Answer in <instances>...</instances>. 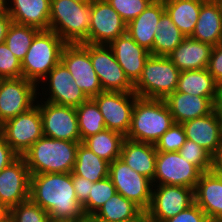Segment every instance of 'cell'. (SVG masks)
<instances>
[{
	"instance_id": "6da1fadb",
	"label": "cell",
	"mask_w": 222,
	"mask_h": 222,
	"mask_svg": "<svg viewBox=\"0 0 222 222\" xmlns=\"http://www.w3.org/2000/svg\"><path fill=\"white\" fill-rule=\"evenodd\" d=\"M29 199L45 210L52 222H70L85 216L75 194L72 173L30 174Z\"/></svg>"
},
{
	"instance_id": "7a4b0ae2",
	"label": "cell",
	"mask_w": 222,
	"mask_h": 222,
	"mask_svg": "<svg viewBox=\"0 0 222 222\" xmlns=\"http://www.w3.org/2000/svg\"><path fill=\"white\" fill-rule=\"evenodd\" d=\"M79 143L42 136L22 157L30 174L72 173Z\"/></svg>"
},
{
	"instance_id": "3957f363",
	"label": "cell",
	"mask_w": 222,
	"mask_h": 222,
	"mask_svg": "<svg viewBox=\"0 0 222 222\" xmlns=\"http://www.w3.org/2000/svg\"><path fill=\"white\" fill-rule=\"evenodd\" d=\"M174 123L164 99L137 97L125 137L154 145Z\"/></svg>"
},
{
	"instance_id": "277c9868",
	"label": "cell",
	"mask_w": 222,
	"mask_h": 222,
	"mask_svg": "<svg viewBox=\"0 0 222 222\" xmlns=\"http://www.w3.org/2000/svg\"><path fill=\"white\" fill-rule=\"evenodd\" d=\"M91 3L51 0L49 29L66 44L88 43Z\"/></svg>"
},
{
	"instance_id": "5b68a950",
	"label": "cell",
	"mask_w": 222,
	"mask_h": 222,
	"mask_svg": "<svg viewBox=\"0 0 222 222\" xmlns=\"http://www.w3.org/2000/svg\"><path fill=\"white\" fill-rule=\"evenodd\" d=\"M66 43L52 30H40L34 37L22 63V77L38 87L48 73L61 62Z\"/></svg>"
},
{
	"instance_id": "8992f818",
	"label": "cell",
	"mask_w": 222,
	"mask_h": 222,
	"mask_svg": "<svg viewBox=\"0 0 222 222\" xmlns=\"http://www.w3.org/2000/svg\"><path fill=\"white\" fill-rule=\"evenodd\" d=\"M180 72L167 56L150 55L134 84V93L142 98L165 99L176 91Z\"/></svg>"
},
{
	"instance_id": "52a82bcc",
	"label": "cell",
	"mask_w": 222,
	"mask_h": 222,
	"mask_svg": "<svg viewBox=\"0 0 222 222\" xmlns=\"http://www.w3.org/2000/svg\"><path fill=\"white\" fill-rule=\"evenodd\" d=\"M0 135L19 156H22L43 136L39 106L35 104L24 113L4 122L0 125Z\"/></svg>"
},
{
	"instance_id": "ba28073f",
	"label": "cell",
	"mask_w": 222,
	"mask_h": 222,
	"mask_svg": "<svg viewBox=\"0 0 222 222\" xmlns=\"http://www.w3.org/2000/svg\"><path fill=\"white\" fill-rule=\"evenodd\" d=\"M109 177L119 194L134 202L143 211L149 209L153 189L150 179L134 171L120 158L109 163Z\"/></svg>"
},
{
	"instance_id": "9c48e42d",
	"label": "cell",
	"mask_w": 222,
	"mask_h": 222,
	"mask_svg": "<svg viewBox=\"0 0 222 222\" xmlns=\"http://www.w3.org/2000/svg\"><path fill=\"white\" fill-rule=\"evenodd\" d=\"M38 89L24 77L0 79V125L33 107Z\"/></svg>"
},
{
	"instance_id": "30bf717a",
	"label": "cell",
	"mask_w": 222,
	"mask_h": 222,
	"mask_svg": "<svg viewBox=\"0 0 222 222\" xmlns=\"http://www.w3.org/2000/svg\"><path fill=\"white\" fill-rule=\"evenodd\" d=\"M61 62L88 98H93L103 91L89 55V43L66 44L61 54Z\"/></svg>"
},
{
	"instance_id": "8fae6325",
	"label": "cell",
	"mask_w": 222,
	"mask_h": 222,
	"mask_svg": "<svg viewBox=\"0 0 222 222\" xmlns=\"http://www.w3.org/2000/svg\"><path fill=\"white\" fill-rule=\"evenodd\" d=\"M201 171L178 151L157 152L153 185H176L196 188Z\"/></svg>"
},
{
	"instance_id": "7c38bea8",
	"label": "cell",
	"mask_w": 222,
	"mask_h": 222,
	"mask_svg": "<svg viewBox=\"0 0 222 222\" xmlns=\"http://www.w3.org/2000/svg\"><path fill=\"white\" fill-rule=\"evenodd\" d=\"M41 100L36 101V104L42 117L43 136L81 142L76 109Z\"/></svg>"
},
{
	"instance_id": "4fadbf2b",
	"label": "cell",
	"mask_w": 222,
	"mask_h": 222,
	"mask_svg": "<svg viewBox=\"0 0 222 222\" xmlns=\"http://www.w3.org/2000/svg\"><path fill=\"white\" fill-rule=\"evenodd\" d=\"M137 97L134 92L102 91L92 99L103 115L106 129L126 136Z\"/></svg>"
},
{
	"instance_id": "5bb4252c",
	"label": "cell",
	"mask_w": 222,
	"mask_h": 222,
	"mask_svg": "<svg viewBox=\"0 0 222 222\" xmlns=\"http://www.w3.org/2000/svg\"><path fill=\"white\" fill-rule=\"evenodd\" d=\"M153 188L151 204L146 213L156 222L176 216L195 202L192 188L176 185H153Z\"/></svg>"
},
{
	"instance_id": "9a60e30c",
	"label": "cell",
	"mask_w": 222,
	"mask_h": 222,
	"mask_svg": "<svg viewBox=\"0 0 222 222\" xmlns=\"http://www.w3.org/2000/svg\"><path fill=\"white\" fill-rule=\"evenodd\" d=\"M89 55L103 91L134 92L109 45L89 44Z\"/></svg>"
},
{
	"instance_id": "2e32d148",
	"label": "cell",
	"mask_w": 222,
	"mask_h": 222,
	"mask_svg": "<svg viewBox=\"0 0 222 222\" xmlns=\"http://www.w3.org/2000/svg\"><path fill=\"white\" fill-rule=\"evenodd\" d=\"M127 24L106 0L91 2L88 43L109 45L126 33Z\"/></svg>"
},
{
	"instance_id": "e0dca14e",
	"label": "cell",
	"mask_w": 222,
	"mask_h": 222,
	"mask_svg": "<svg viewBox=\"0 0 222 222\" xmlns=\"http://www.w3.org/2000/svg\"><path fill=\"white\" fill-rule=\"evenodd\" d=\"M45 82L49 88H46L48 92L45 90L44 92L50 94L44 93L43 96H46V98L43 99L50 103L77 108L89 99L73 81L72 74L62 62L58 63L48 73L42 80L41 85Z\"/></svg>"
},
{
	"instance_id": "ac0fdd59",
	"label": "cell",
	"mask_w": 222,
	"mask_h": 222,
	"mask_svg": "<svg viewBox=\"0 0 222 222\" xmlns=\"http://www.w3.org/2000/svg\"><path fill=\"white\" fill-rule=\"evenodd\" d=\"M30 172L22 156L0 171V201L9 209L29 199Z\"/></svg>"
},
{
	"instance_id": "d6986e66",
	"label": "cell",
	"mask_w": 222,
	"mask_h": 222,
	"mask_svg": "<svg viewBox=\"0 0 222 222\" xmlns=\"http://www.w3.org/2000/svg\"><path fill=\"white\" fill-rule=\"evenodd\" d=\"M109 47L125 75L134 85L141 76L150 52L133 40L127 32L117 37Z\"/></svg>"
},
{
	"instance_id": "ffe728a7",
	"label": "cell",
	"mask_w": 222,
	"mask_h": 222,
	"mask_svg": "<svg viewBox=\"0 0 222 222\" xmlns=\"http://www.w3.org/2000/svg\"><path fill=\"white\" fill-rule=\"evenodd\" d=\"M186 139L203 147L212 156L222 144V121L213 111L182 123Z\"/></svg>"
},
{
	"instance_id": "44dd1931",
	"label": "cell",
	"mask_w": 222,
	"mask_h": 222,
	"mask_svg": "<svg viewBox=\"0 0 222 222\" xmlns=\"http://www.w3.org/2000/svg\"><path fill=\"white\" fill-rule=\"evenodd\" d=\"M194 198L211 222H222V177L212 170L201 173Z\"/></svg>"
},
{
	"instance_id": "7402d4cb",
	"label": "cell",
	"mask_w": 222,
	"mask_h": 222,
	"mask_svg": "<svg viewBox=\"0 0 222 222\" xmlns=\"http://www.w3.org/2000/svg\"><path fill=\"white\" fill-rule=\"evenodd\" d=\"M215 97H203L174 91L164 100L175 123L182 124L197 117L208 115L214 111Z\"/></svg>"
},
{
	"instance_id": "603a6c76",
	"label": "cell",
	"mask_w": 222,
	"mask_h": 222,
	"mask_svg": "<svg viewBox=\"0 0 222 222\" xmlns=\"http://www.w3.org/2000/svg\"><path fill=\"white\" fill-rule=\"evenodd\" d=\"M6 3L12 22L49 30L51 0H6Z\"/></svg>"
},
{
	"instance_id": "cb8c5ba5",
	"label": "cell",
	"mask_w": 222,
	"mask_h": 222,
	"mask_svg": "<svg viewBox=\"0 0 222 222\" xmlns=\"http://www.w3.org/2000/svg\"><path fill=\"white\" fill-rule=\"evenodd\" d=\"M165 12L163 1L153 0L138 17L126 26V32L152 55L156 26Z\"/></svg>"
},
{
	"instance_id": "d4e9b609",
	"label": "cell",
	"mask_w": 222,
	"mask_h": 222,
	"mask_svg": "<svg viewBox=\"0 0 222 222\" xmlns=\"http://www.w3.org/2000/svg\"><path fill=\"white\" fill-rule=\"evenodd\" d=\"M212 49V45L188 36L167 57L180 71L199 70L208 67Z\"/></svg>"
},
{
	"instance_id": "484cf974",
	"label": "cell",
	"mask_w": 222,
	"mask_h": 222,
	"mask_svg": "<svg viewBox=\"0 0 222 222\" xmlns=\"http://www.w3.org/2000/svg\"><path fill=\"white\" fill-rule=\"evenodd\" d=\"M191 38L212 45L222 42V10L220 0H205Z\"/></svg>"
},
{
	"instance_id": "4316f807",
	"label": "cell",
	"mask_w": 222,
	"mask_h": 222,
	"mask_svg": "<svg viewBox=\"0 0 222 222\" xmlns=\"http://www.w3.org/2000/svg\"><path fill=\"white\" fill-rule=\"evenodd\" d=\"M156 156L157 150L153 144L127 138L123 141L120 159L151 181L155 175Z\"/></svg>"
},
{
	"instance_id": "83f0119b",
	"label": "cell",
	"mask_w": 222,
	"mask_h": 222,
	"mask_svg": "<svg viewBox=\"0 0 222 222\" xmlns=\"http://www.w3.org/2000/svg\"><path fill=\"white\" fill-rule=\"evenodd\" d=\"M205 0H167L164 1L165 11L172 22L186 36L194 32L201 5Z\"/></svg>"
},
{
	"instance_id": "f1b7e54d",
	"label": "cell",
	"mask_w": 222,
	"mask_h": 222,
	"mask_svg": "<svg viewBox=\"0 0 222 222\" xmlns=\"http://www.w3.org/2000/svg\"><path fill=\"white\" fill-rule=\"evenodd\" d=\"M72 173L94 183L109 176V162L97 156L81 142Z\"/></svg>"
},
{
	"instance_id": "f546056e",
	"label": "cell",
	"mask_w": 222,
	"mask_h": 222,
	"mask_svg": "<svg viewBox=\"0 0 222 222\" xmlns=\"http://www.w3.org/2000/svg\"><path fill=\"white\" fill-rule=\"evenodd\" d=\"M218 84L207 68L181 71L177 83V92L203 97H215Z\"/></svg>"
},
{
	"instance_id": "4dcf8cb0",
	"label": "cell",
	"mask_w": 222,
	"mask_h": 222,
	"mask_svg": "<svg viewBox=\"0 0 222 222\" xmlns=\"http://www.w3.org/2000/svg\"><path fill=\"white\" fill-rule=\"evenodd\" d=\"M142 212L139 206L117 192L92 217L97 222H118L138 217Z\"/></svg>"
},
{
	"instance_id": "1f68e13d",
	"label": "cell",
	"mask_w": 222,
	"mask_h": 222,
	"mask_svg": "<svg viewBox=\"0 0 222 222\" xmlns=\"http://www.w3.org/2000/svg\"><path fill=\"white\" fill-rule=\"evenodd\" d=\"M125 136L119 132L104 129L95 135L87 137L82 143L100 158L112 163L120 158Z\"/></svg>"
},
{
	"instance_id": "d6a6232c",
	"label": "cell",
	"mask_w": 222,
	"mask_h": 222,
	"mask_svg": "<svg viewBox=\"0 0 222 222\" xmlns=\"http://www.w3.org/2000/svg\"><path fill=\"white\" fill-rule=\"evenodd\" d=\"M156 27L153 56H168L186 37L166 11L161 15Z\"/></svg>"
},
{
	"instance_id": "836d02e7",
	"label": "cell",
	"mask_w": 222,
	"mask_h": 222,
	"mask_svg": "<svg viewBox=\"0 0 222 222\" xmlns=\"http://www.w3.org/2000/svg\"><path fill=\"white\" fill-rule=\"evenodd\" d=\"M75 109L78 117V129L81 142L87 137L106 129L103 115L92 98H89Z\"/></svg>"
},
{
	"instance_id": "e575fe53",
	"label": "cell",
	"mask_w": 222,
	"mask_h": 222,
	"mask_svg": "<svg viewBox=\"0 0 222 222\" xmlns=\"http://www.w3.org/2000/svg\"><path fill=\"white\" fill-rule=\"evenodd\" d=\"M39 31L36 27L12 22L8 28L4 42L10 51L22 62L35 35Z\"/></svg>"
},
{
	"instance_id": "d590c367",
	"label": "cell",
	"mask_w": 222,
	"mask_h": 222,
	"mask_svg": "<svg viewBox=\"0 0 222 222\" xmlns=\"http://www.w3.org/2000/svg\"><path fill=\"white\" fill-rule=\"evenodd\" d=\"M115 193H117L116 188L109 176L94 182L88 200L82 205L85 216H93Z\"/></svg>"
},
{
	"instance_id": "8d00e7d4",
	"label": "cell",
	"mask_w": 222,
	"mask_h": 222,
	"mask_svg": "<svg viewBox=\"0 0 222 222\" xmlns=\"http://www.w3.org/2000/svg\"><path fill=\"white\" fill-rule=\"evenodd\" d=\"M12 222H52L48 213L30 199L10 208Z\"/></svg>"
},
{
	"instance_id": "74e56055",
	"label": "cell",
	"mask_w": 222,
	"mask_h": 222,
	"mask_svg": "<svg viewBox=\"0 0 222 222\" xmlns=\"http://www.w3.org/2000/svg\"><path fill=\"white\" fill-rule=\"evenodd\" d=\"M178 152L184 159L195 165L202 173L212 170V155L192 140L186 139Z\"/></svg>"
},
{
	"instance_id": "f35d334b",
	"label": "cell",
	"mask_w": 222,
	"mask_h": 222,
	"mask_svg": "<svg viewBox=\"0 0 222 222\" xmlns=\"http://www.w3.org/2000/svg\"><path fill=\"white\" fill-rule=\"evenodd\" d=\"M186 141L182 124L174 123L154 144L157 152H176Z\"/></svg>"
},
{
	"instance_id": "ab89813d",
	"label": "cell",
	"mask_w": 222,
	"mask_h": 222,
	"mask_svg": "<svg viewBox=\"0 0 222 222\" xmlns=\"http://www.w3.org/2000/svg\"><path fill=\"white\" fill-rule=\"evenodd\" d=\"M128 24L143 12L153 0H106Z\"/></svg>"
},
{
	"instance_id": "60d3db41",
	"label": "cell",
	"mask_w": 222,
	"mask_h": 222,
	"mask_svg": "<svg viewBox=\"0 0 222 222\" xmlns=\"http://www.w3.org/2000/svg\"><path fill=\"white\" fill-rule=\"evenodd\" d=\"M22 77V63L5 42L0 44V79Z\"/></svg>"
},
{
	"instance_id": "b9f144b4",
	"label": "cell",
	"mask_w": 222,
	"mask_h": 222,
	"mask_svg": "<svg viewBox=\"0 0 222 222\" xmlns=\"http://www.w3.org/2000/svg\"><path fill=\"white\" fill-rule=\"evenodd\" d=\"M163 222H211L204 211L194 202L176 216Z\"/></svg>"
},
{
	"instance_id": "7bdbcfd3",
	"label": "cell",
	"mask_w": 222,
	"mask_h": 222,
	"mask_svg": "<svg viewBox=\"0 0 222 222\" xmlns=\"http://www.w3.org/2000/svg\"><path fill=\"white\" fill-rule=\"evenodd\" d=\"M207 69L216 83L222 84V42L213 47Z\"/></svg>"
},
{
	"instance_id": "ee69618b",
	"label": "cell",
	"mask_w": 222,
	"mask_h": 222,
	"mask_svg": "<svg viewBox=\"0 0 222 222\" xmlns=\"http://www.w3.org/2000/svg\"><path fill=\"white\" fill-rule=\"evenodd\" d=\"M72 182L74 185L75 194L77 196L78 202L83 205L87 200L93 186V182L89 179L76 176L72 173Z\"/></svg>"
},
{
	"instance_id": "f6af8a7d",
	"label": "cell",
	"mask_w": 222,
	"mask_h": 222,
	"mask_svg": "<svg viewBox=\"0 0 222 222\" xmlns=\"http://www.w3.org/2000/svg\"><path fill=\"white\" fill-rule=\"evenodd\" d=\"M19 155L11 148L0 135V171L15 161Z\"/></svg>"
},
{
	"instance_id": "bcb514c9",
	"label": "cell",
	"mask_w": 222,
	"mask_h": 222,
	"mask_svg": "<svg viewBox=\"0 0 222 222\" xmlns=\"http://www.w3.org/2000/svg\"><path fill=\"white\" fill-rule=\"evenodd\" d=\"M11 23L12 19L7 10L0 12V44L5 41V37Z\"/></svg>"
},
{
	"instance_id": "7dc6e473",
	"label": "cell",
	"mask_w": 222,
	"mask_h": 222,
	"mask_svg": "<svg viewBox=\"0 0 222 222\" xmlns=\"http://www.w3.org/2000/svg\"><path fill=\"white\" fill-rule=\"evenodd\" d=\"M212 171L222 177V144L212 156Z\"/></svg>"
},
{
	"instance_id": "c3c4849f",
	"label": "cell",
	"mask_w": 222,
	"mask_h": 222,
	"mask_svg": "<svg viewBox=\"0 0 222 222\" xmlns=\"http://www.w3.org/2000/svg\"><path fill=\"white\" fill-rule=\"evenodd\" d=\"M213 108H214L215 114L222 121V84H219L217 86V91H216L215 99L213 102Z\"/></svg>"
},
{
	"instance_id": "681fc988",
	"label": "cell",
	"mask_w": 222,
	"mask_h": 222,
	"mask_svg": "<svg viewBox=\"0 0 222 222\" xmlns=\"http://www.w3.org/2000/svg\"><path fill=\"white\" fill-rule=\"evenodd\" d=\"M118 222H156L154 220H151L147 213L143 211L138 217H135L133 219L127 220V221H118Z\"/></svg>"
},
{
	"instance_id": "f907efd6",
	"label": "cell",
	"mask_w": 222,
	"mask_h": 222,
	"mask_svg": "<svg viewBox=\"0 0 222 222\" xmlns=\"http://www.w3.org/2000/svg\"><path fill=\"white\" fill-rule=\"evenodd\" d=\"M10 217V209L0 201V222L7 220Z\"/></svg>"
},
{
	"instance_id": "816d5d0a",
	"label": "cell",
	"mask_w": 222,
	"mask_h": 222,
	"mask_svg": "<svg viewBox=\"0 0 222 222\" xmlns=\"http://www.w3.org/2000/svg\"><path fill=\"white\" fill-rule=\"evenodd\" d=\"M72 222H97L92 216H84L81 219L74 220Z\"/></svg>"
},
{
	"instance_id": "f5cc1de1",
	"label": "cell",
	"mask_w": 222,
	"mask_h": 222,
	"mask_svg": "<svg viewBox=\"0 0 222 222\" xmlns=\"http://www.w3.org/2000/svg\"><path fill=\"white\" fill-rule=\"evenodd\" d=\"M6 0H0V12H3L6 10Z\"/></svg>"
},
{
	"instance_id": "db71d44e",
	"label": "cell",
	"mask_w": 222,
	"mask_h": 222,
	"mask_svg": "<svg viewBox=\"0 0 222 222\" xmlns=\"http://www.w3.org/2000/svg\"><path fill=\"white\" fill-rule=\"evenodd\" d=\"M81 3H91L93 0H74Z\"/></svg>"
},
{
	"instance_id": "11a10c76",
	"label": "cell",
	"mask_w": 222,
	"mask_h": 222,
	"mask_svg": "<svg viewBox=\"0 0 222 222\" xmlns=\"http://www.w3.org/2000/svg\"><path fill=\"white\" fill-rule=\"evenodd\" d=\"M3 222H12L11 218L9 217L7 220L3 221Z\"/></svg>"
}]
</instances>
